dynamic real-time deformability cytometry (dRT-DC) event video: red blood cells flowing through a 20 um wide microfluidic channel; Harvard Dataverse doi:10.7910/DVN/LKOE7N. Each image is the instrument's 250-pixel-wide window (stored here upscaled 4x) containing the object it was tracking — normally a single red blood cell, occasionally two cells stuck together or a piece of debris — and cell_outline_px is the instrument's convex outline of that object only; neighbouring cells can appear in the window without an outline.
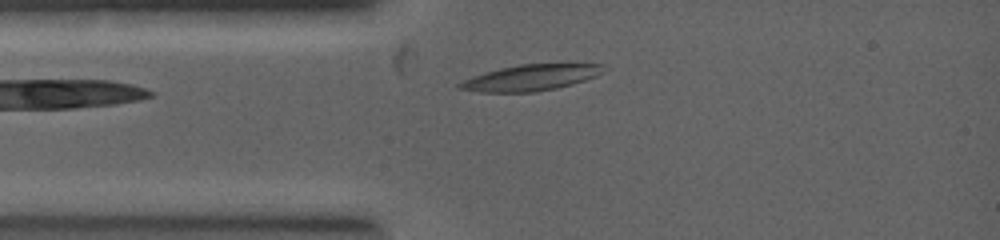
{"species": "common noctule bat (a hibernating species)", "species_latin": "Nyctalus noctula", "temperature_condition": "warm", "stored_images_in_passage": 9, "camera_frame_rate_fps": 5000, "um_per_image_px": 0.085, "animal": {"sex": "female", "body_mass_g": 19.0, "forearm_length_mm": 53.3}, "frame": {"image": 1, "passage_image": 6, "time_ms": 0.8, "image_size_px": [1000, 240], "cell_outline_px": [[600, 64], [596, 76], [584, 80], [556, 88], [532, 92], [480, 92], [460, 88], [456, 84], [464, 80], [484, 72], [520, 64]], "centroid_in_image_um": [45.0, 6.61], "position_along_channel_um": 40.0, "area_um2": 21.04}}